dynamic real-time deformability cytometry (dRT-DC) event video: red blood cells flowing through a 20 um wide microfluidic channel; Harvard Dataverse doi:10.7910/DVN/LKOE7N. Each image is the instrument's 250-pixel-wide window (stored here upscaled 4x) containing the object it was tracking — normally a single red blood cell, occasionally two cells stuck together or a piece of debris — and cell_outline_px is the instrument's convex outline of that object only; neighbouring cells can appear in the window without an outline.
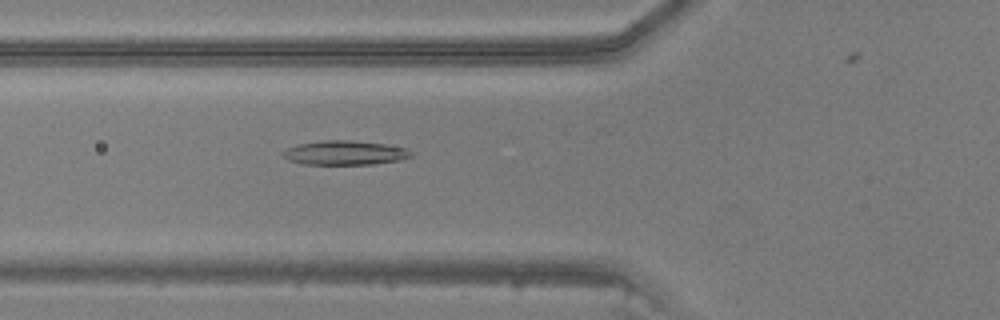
{"species": "common noctule bat (a hibernating species)", "species_latin": "Nyctalus noctula", "temperature_condition": "warm", "stored_images_in_passage": 36, "camera_frame_rate_fps": 3000, "um_per_image_px": 0.085, "animal": {"sex": "male", "body_mass_g": 20.5, "forearm_length_mm": 52.5}, "frame": {"image": 1, "passage_image": 10, "time_ms": 3.0, "image_size_px": [1000, 320], "cell_outline_px": [[412, 156], [400, 160], [372, 164], [304, 164], [288, 160], [280, 152], [296, 144], [324, 140], [352, 140], [384, 144], [408, 148], [412, 152]], "centroid_in_image_um": [29.31, 12.98], "position_along_channel_um": 96.5, "area_um2": 18.15}}
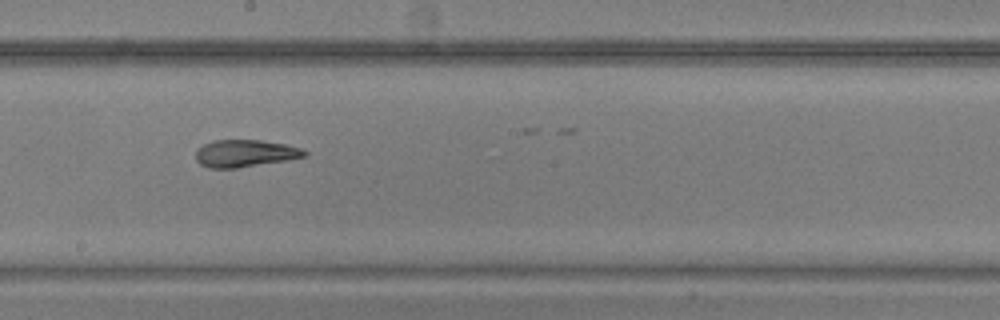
{"frame": {"image": 2, "passage_image": 19, "time_ms": 6.0, "image_size_px": [1000, 320], "cell_outline_px": [[308, 156], [288, 160], [236, 168], [208, 168], [200, 164], [196, 160], [196, 152], [204, 144], [212, 140], [260, 140], [284, 144], [300, 148], [308, 152]], "centroid_in_image_um": [20.84, 13.04], "position_along_channel_um": 227.4, "area_um2": 17.22}}
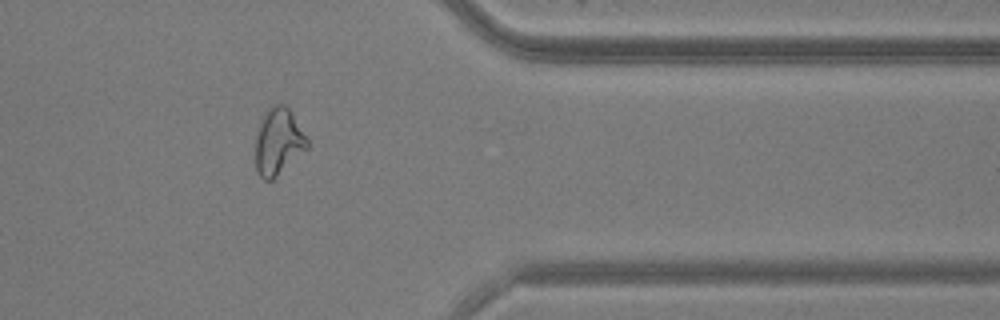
{"frame": {"image": 3, "passage_image": 31, "time_ms": 10.0, "image_size_px": [1000, 320], "cell_outline_px": [[308, 148], [276, 180], [264, 180], [256, 172], [256, 136], [260, 120], [264, 112], [272, 104], [284, 104], [292, 112], [308, 140]], "centroid_in_image_um": [23.66, 12.07], "position_along_channel_um": 387.7, "area_um2": 20.58}}